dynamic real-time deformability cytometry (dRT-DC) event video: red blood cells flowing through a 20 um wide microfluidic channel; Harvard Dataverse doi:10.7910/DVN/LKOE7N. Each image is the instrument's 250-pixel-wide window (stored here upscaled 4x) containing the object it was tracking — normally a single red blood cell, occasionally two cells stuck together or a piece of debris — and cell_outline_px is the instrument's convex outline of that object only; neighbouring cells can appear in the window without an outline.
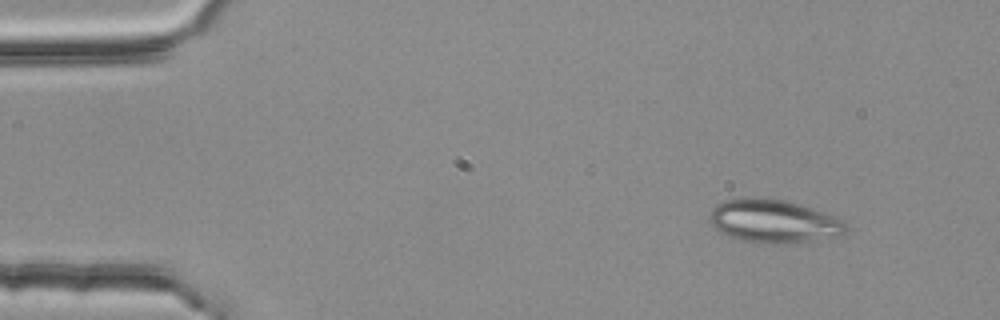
{"species": "common noctule bat (a hibernating species)", "species_latin": "Nyctalus noctula", "temperature_condition": "room temperature", "stored_images_in_passage": 2, "camera_frame_rate_fps": 3000, "um_per_image_px": 0.085, "animal": {"sex": "female", "body_mass_g": 25.1}, "frame": {"image": 1, "passage_image": 1, "time_ms": 0.0, "image_size_px": [1000, 320], "cell_outline_px": [[848, 228], [844, 232], [836, 236], [808, 240], [744, 240], [732, 236], [716, 228], [708, 220], [708, 216], [712, 208], [716, 204], [724, 200], [744, 196], [784, 200], [800, 204], [836, 216], [848, 224]], "centroid_in_image_um": [65.74, 18.71], "position_along_channel_um": 19.3, "area_um2": 33.06}}